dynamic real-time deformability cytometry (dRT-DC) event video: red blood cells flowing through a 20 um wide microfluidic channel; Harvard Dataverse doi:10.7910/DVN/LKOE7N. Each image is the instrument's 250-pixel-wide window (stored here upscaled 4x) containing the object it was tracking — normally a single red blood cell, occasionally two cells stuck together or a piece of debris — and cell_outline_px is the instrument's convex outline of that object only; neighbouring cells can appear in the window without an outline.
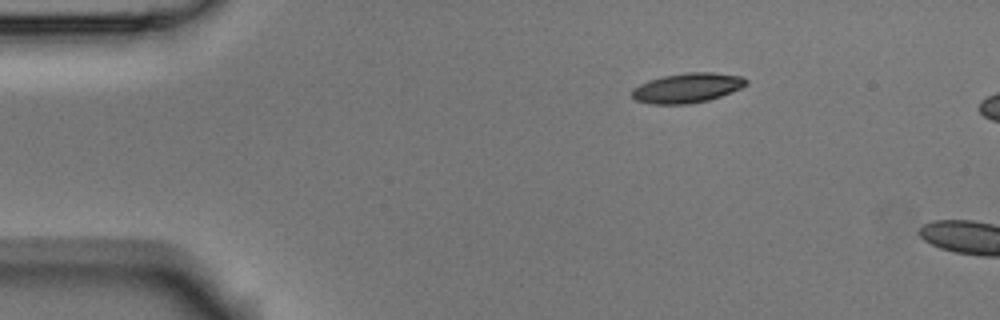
{"species": "Egyptian fruit bat (a non-hibernating species)", "species_latin": "Rousettus aegyptiacus", "temperature_condition": "room temperature", "stored_images_in_passage": 3, "segment_of_instrument_passage": [2, 2], "camera_frame_rate_fps": 3000, "um_per_image_px": 0.085, "animal": {"sex": "male"}, "frame": {"image": 1, "passage_image": 3, "time_ms": 0.667, "image_size_px": [1000, 320], "cell_outline_px": [[748, 84], [740, 88], [720, 96], [708, 100], [688, 104], [652, 104], [636, 100], [632, 96], [632, 88], [648, 80], [664, 76], [688, 72], [712, 72], [740, 76], [748, 80]], "centroid_in_image_um": [58.4, 7.47], "position_along_channel_um": 26.6, "area_um2": 19.65}}